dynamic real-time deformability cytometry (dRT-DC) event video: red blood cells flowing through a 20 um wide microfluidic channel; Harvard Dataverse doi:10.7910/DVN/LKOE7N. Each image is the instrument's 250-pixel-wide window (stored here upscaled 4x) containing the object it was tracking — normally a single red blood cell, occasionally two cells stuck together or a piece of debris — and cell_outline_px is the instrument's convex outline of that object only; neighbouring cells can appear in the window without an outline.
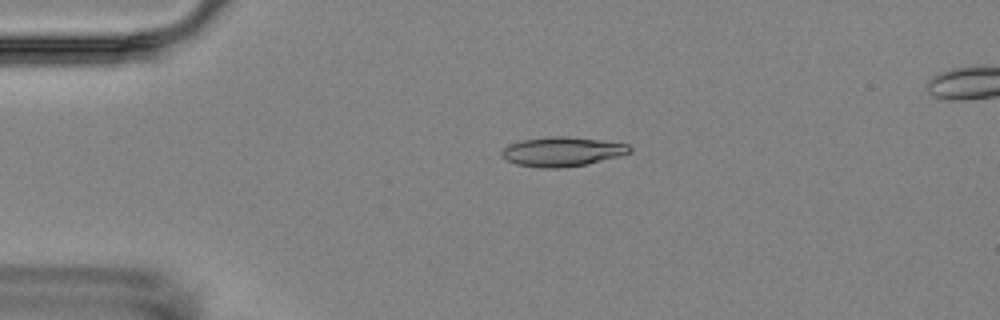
{"species": "Egyptian fruit bat (a non-hibernating species)", "species_latin": "Rousettus aegyptiacus", "temperature_condition": "room temperature", "stored_images_in_passage": 5, "camera_frame_rate_fps": 3000, "um_per_image_px": 0.085, "animal": {"sex": "female"}, "frame": {"image": 1, "passage_image": 4, "time_ms": 3.667, "image_size_px": [1000, 320], "cell_outline_px": [[632, 152], [620, 156], [584, 164], [564, 168], [540, 168], [516, 164], [500, 156], [500, 152], [508, 144], [520, 140], [548, 136], [568, 136], [600, 140], [628, 144], [632, 148]], "centroid_in_image_um": [47.76, 12.88], "position_along_channel_um": 37.2, "area_um2": 22.08}}